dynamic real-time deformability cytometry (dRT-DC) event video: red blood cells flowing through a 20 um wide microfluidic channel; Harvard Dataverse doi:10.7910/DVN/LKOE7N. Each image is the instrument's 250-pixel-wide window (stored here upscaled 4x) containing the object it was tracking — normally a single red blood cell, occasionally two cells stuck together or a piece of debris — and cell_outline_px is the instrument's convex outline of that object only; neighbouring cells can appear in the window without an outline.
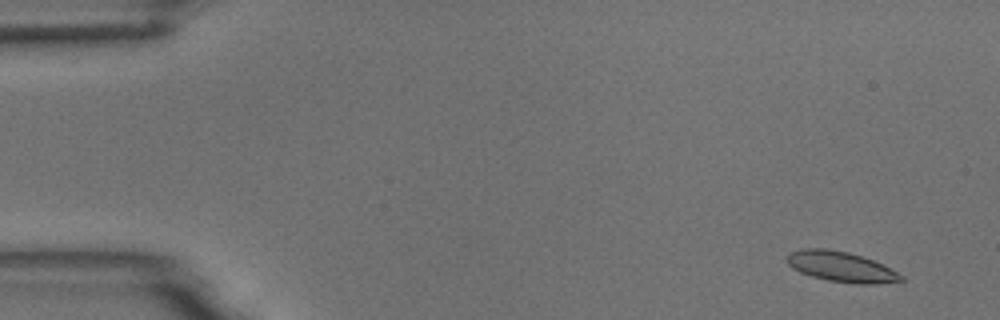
{"species": "common noctule bat (a hibernating species)", "species_latin": "Nyctalus noctula", "temperature_condition": "room temperature", "stored_images_in_passage": 61, "camera_frame_rate_fps": 3000, "um_per_image_px": 0.085, "animal": {"sex": "male", "body_mass_g": 18.8}, "frame": {"image": 1, "passage_image": 4, "time_ms": 1.0, "image_size_px": [1000, 320], "cell_outline_px": [[904, 280], [876, 284], [856, 284], [828, 280], [812, 276], [800, 272], [792, 268], [788, 264], [784, 256], [792, 252], [804, 248], [824, 248], [848, 252], [872, 260], [904, 276]], "centroid_in_image_um": [71.45, 22.67], "position_along_channel_um": 13.6, "area_um2": 19.94}}
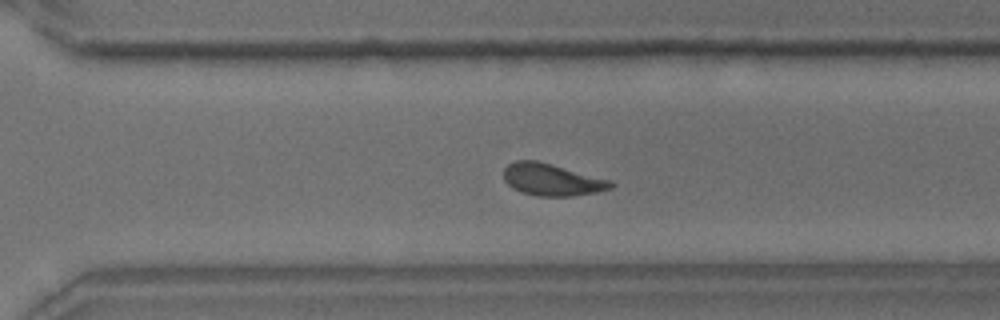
{"frame": {"image": 2, "passage_image": 42, "time_ms": 13.667, "image_size_px": [1000, 320], "cell_outline_px": [[616, 184], [612, 188], [596, 192], [572, 196], [536, 196], [512, 188], [504, 180], [504, 168], [508, 164], [516, 160], [536, 160], [612, 180]], "centroid_in_image_um": [46.93, 15.27], "position_along_channel_um": 323.7, "area_um2": 20.0}}
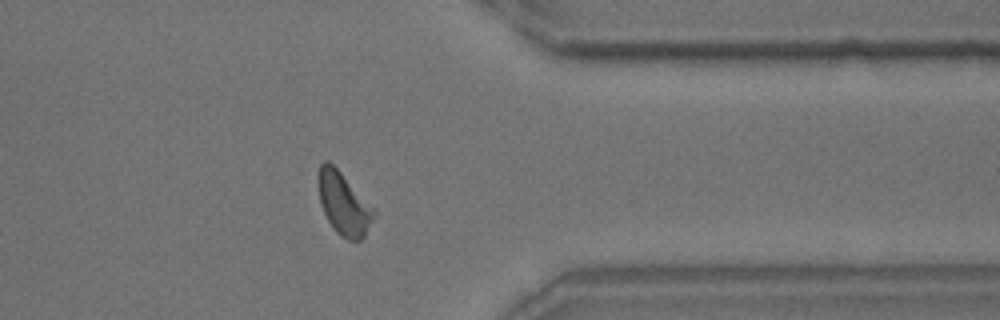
{"frame": {"image": 3, "passage_image": 48, "time_ms": 15.667, "image_size_px": [1000, 320], "cell_outline_px": [[376, 216], [364, 236], [360, 240], [348, 240], [340, 236], [336, 232], [328, 220], [324, 212], [320, 200], [316, 180], [320, 164], [324, 160], [328, 160], [340, 172], [376, 212]], "centroid_in_image_um": [29.18, 17.31], "position_along_channel_um": 382.2, "area_um2": 19.94}, "authors_computed_cell_mechanics": {"area_um2": 20.0566, "velocity_mm_per_s": 3.4143, "shape_relaxation_time_tau1_ms": 2.7486, "shape_relaxation_time_tau2_ms": 2.4032, "deformation_change_tau1": 0.1256, "deformation_change_tau2": 0.0881}}